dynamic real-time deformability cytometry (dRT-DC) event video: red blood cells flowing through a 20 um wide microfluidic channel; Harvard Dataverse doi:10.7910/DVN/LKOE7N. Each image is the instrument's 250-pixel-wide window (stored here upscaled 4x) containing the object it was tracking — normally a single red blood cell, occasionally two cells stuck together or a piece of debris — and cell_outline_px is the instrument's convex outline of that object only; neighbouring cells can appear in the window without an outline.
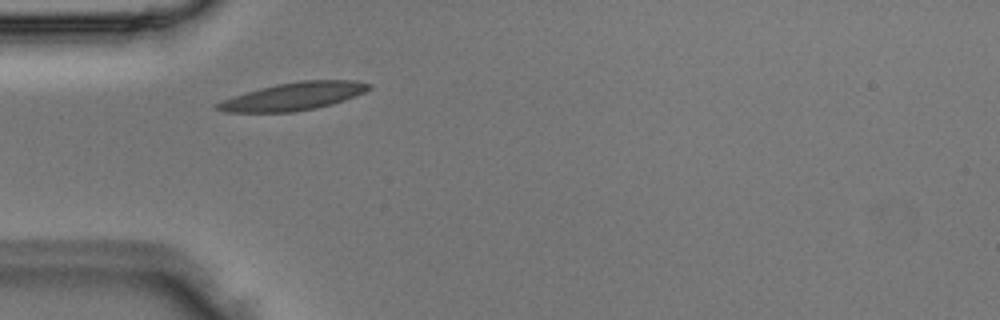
{"species": "Egyptian fruit bat (a non-hibernating species)", "species_latin": "Rousettus aegyptiacus", "temperature_condition": "room temperature", "stored_images_in_passage": 5, "camera_frame_rate_fps": 3000, "um_per_image_px": 0.085, "animal": {"sex": "male"}, "frame": {"image": 1, "passage_image": 4, "time_ms": 1.0, "image_size_px": [1000, 320], "cell_outline_px": [[372, 88], [356, 96], [332, 104], [316, 108], [292, 112], [224, 112], [216, 108], [216, 104], [220, 100], [232, 96], [260, 88], [276, 84], [300, 80], [356, 80], [372, 84]], "centroid_in_image_um": [24.97, 8.18], "position_along_channel_um": 60.0, "area_um2": 24.62}}